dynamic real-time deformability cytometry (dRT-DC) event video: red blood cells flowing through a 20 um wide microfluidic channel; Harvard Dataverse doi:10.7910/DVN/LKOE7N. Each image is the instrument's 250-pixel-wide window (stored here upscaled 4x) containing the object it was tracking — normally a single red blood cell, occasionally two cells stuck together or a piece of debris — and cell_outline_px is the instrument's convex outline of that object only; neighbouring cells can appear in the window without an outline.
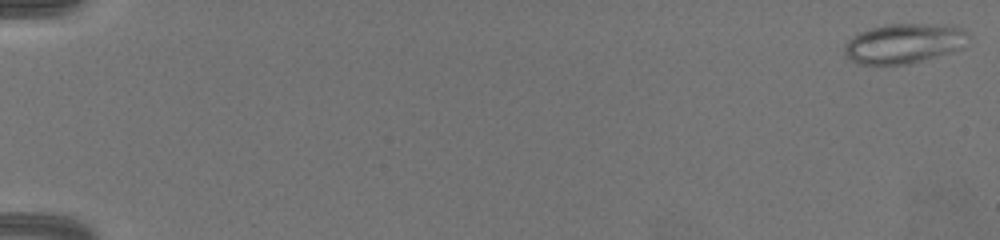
{"species": "common noctule bat (a hibernating species)", "species_latin": "Nyctalus noctula", "temperature_condition": "warm", "stored_images_in_passage": 23, "camera_frame_rate_fps": 3000, "um_per_image_px": 0.085, "animal": {"sex": "female", "body_mass_g": 19.5, "forearm_length_mm": 54.1}, "frame": {"image": 1, "passage_image": 1, "time_ms": 0.0, "image_size_px": [1000, 240], "cell_outline_px": [[968, 36], [964, 48], [952, 52], [908, 64], [860, 64], [848, 60], [844, 56], [844, 44], [848, 40], [860, 32], [872, 28], [888, 24], [944, 24], [960, 28], [968, 32]], "centroid_in_image_um": [76.84, 3.7], "position_along_channel_um": 8.2, "area_um2": 28.84}}